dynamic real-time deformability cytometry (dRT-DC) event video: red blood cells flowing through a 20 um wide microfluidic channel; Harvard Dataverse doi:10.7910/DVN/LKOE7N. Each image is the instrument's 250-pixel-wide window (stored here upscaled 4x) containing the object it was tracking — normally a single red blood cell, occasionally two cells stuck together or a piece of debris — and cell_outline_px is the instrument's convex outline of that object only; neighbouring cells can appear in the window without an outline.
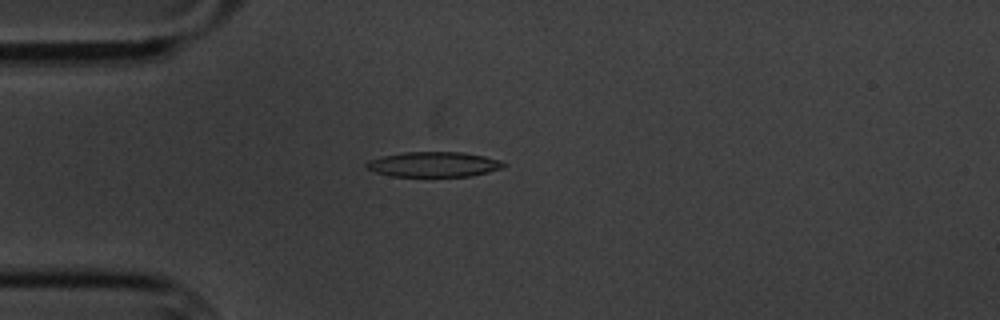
{"species": "common noctule bat (a hibernating species)", "species_latin": "Nyctalus noctula", "temperature_condition": "cold", "stored_images_in_passage": 6, "camera_frame_rate_fps": 3000, "um_per_image_px": 0.085, "animal": {"sex": "male", "body_mass_g": 20.1, "forearm_length_mm": 53.5}, "frame": {"image": 1, "passage_image": 6, "time_ms": 7.0, "image_size_px": [1000, 320], "cell_outline_px": [[508, 164], [504, 168], [472, 176], [392, 176], [376, 172], [364, 168], [364, 164], [368, 160], [384, 156], [404, 152], [464, 152], [484, 156], [500, 160]], "centroid_in_image_um": [36.89, 13.97], "position_along_channel_um": 48.1, "area_um2": 20.17}}